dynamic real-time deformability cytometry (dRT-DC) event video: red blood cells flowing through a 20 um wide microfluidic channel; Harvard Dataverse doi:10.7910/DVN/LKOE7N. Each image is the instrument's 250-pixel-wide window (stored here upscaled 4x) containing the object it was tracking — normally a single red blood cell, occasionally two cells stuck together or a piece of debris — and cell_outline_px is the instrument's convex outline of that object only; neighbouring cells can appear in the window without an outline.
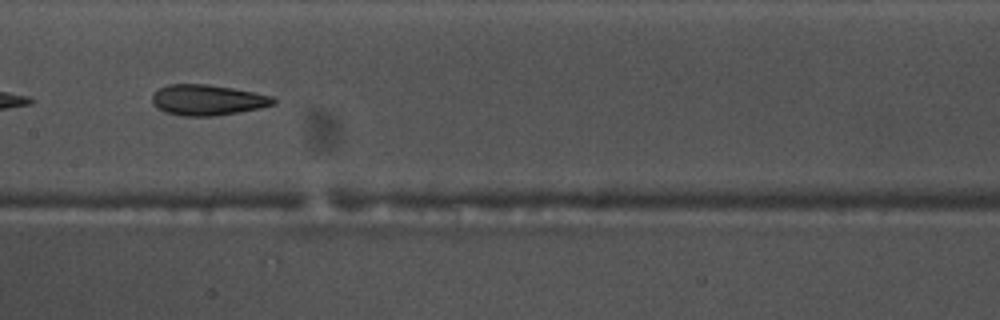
{"species": "common noctule bat (a hibernating species)", "species_latin": "Nyctalus noctula", "temperature_condition": "warm", "stored_images_in_passage": 48, "camera_frame_rate_fps": 3000, "um_per_image_px": 0.085, "animal": {"sex": "male", "body_mass_g": 17.5, "forearm_length_mm": 52.3}, "frame": {"image": 1, "passage_image": 21, "time_ms": 6.667, "image_size_px": [1000, 320], "cell_outline_px": [[276, 104], [260, 108], [212, 116], [184, 116], [164, 112], [156, 108], [152, 104], [152, 96], [160, 88], [168, 84], [204, 84], [232, 88], [272, 96], [276, 100]], "centroid_in_image_um": [17.61, 8.5], "position_along_channel_um": 189.8, "area_um2": 21.5}}
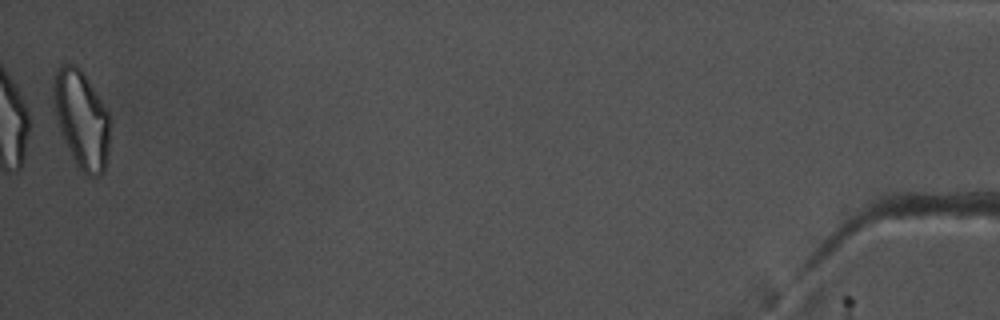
{"frame": {"image": 2, "passage_image": 48, "time_ms": 15.667, "image_size_px": [1000, 320], "cell_outline_px": [[108, 152], [104, 172], [100, 176], [88, 176], [76, 164], [60, 132], [56, 120], [52, 100], [52, 80], [56, 68], [60, 64], [76, 64], [84, 72], [108, 112]], "centroid_in_image_um": [6.88, 10.08], "position_along_channel_um": 428.3, "area_um2": 32.31}, "authors_computed_cell_mechanics": {"area_um2": 23.4379, "velocity_mm_per_s": 3.7613, "shape_relaxation_time_tau1_ms": 5.437, "shape_relaxation_time_tau2_ms": 2.6651, "deformation_change_tau1": 0.1665, "deformation_change_tau2": 0.0949}}